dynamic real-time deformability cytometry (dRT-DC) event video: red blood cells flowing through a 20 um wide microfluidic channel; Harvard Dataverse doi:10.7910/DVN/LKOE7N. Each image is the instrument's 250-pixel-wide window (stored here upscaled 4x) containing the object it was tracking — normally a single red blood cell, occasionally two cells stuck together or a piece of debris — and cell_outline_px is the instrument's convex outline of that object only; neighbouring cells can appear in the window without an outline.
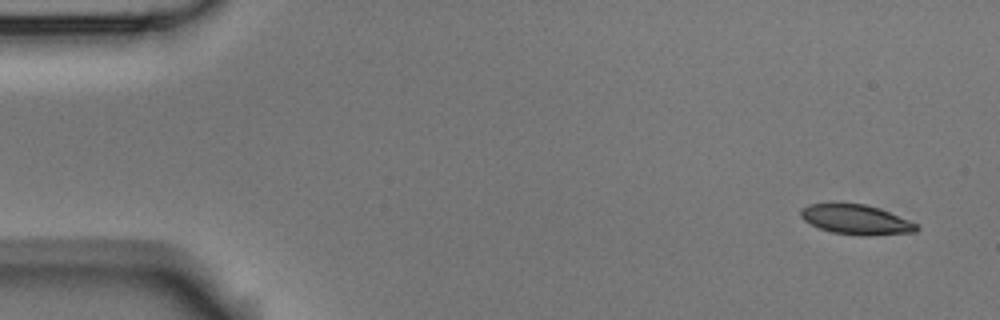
{"species": "Egyptian fruit bat (a non-hibernating species)", "species_latin": "Rousettus aegyptiacus", "temperature_condition": "room temperature", "stored_images_in_passage": 4, "camera_frame_rate_fps": 3000, "um_per_image_px": 0.085, "animal": {"sex": "male"}, "frame": {"image": 1, "passage_image": 1, "time_ms": 0.0, "image_size_px": [1000, 320], "cell_outline_px": [[920, 228], [916, 232], [868, 236], [860, 236], [832, 232], [820, 228], [804, 220], [800, 216], [800, 208], [808, 204], [864, 204], [888, 212], [908, 220], [916, 224]], "centroid_in_image_um": [72.76, 18.68], "position_along_channel_um": 12.2, "area_um2": 19.83}}